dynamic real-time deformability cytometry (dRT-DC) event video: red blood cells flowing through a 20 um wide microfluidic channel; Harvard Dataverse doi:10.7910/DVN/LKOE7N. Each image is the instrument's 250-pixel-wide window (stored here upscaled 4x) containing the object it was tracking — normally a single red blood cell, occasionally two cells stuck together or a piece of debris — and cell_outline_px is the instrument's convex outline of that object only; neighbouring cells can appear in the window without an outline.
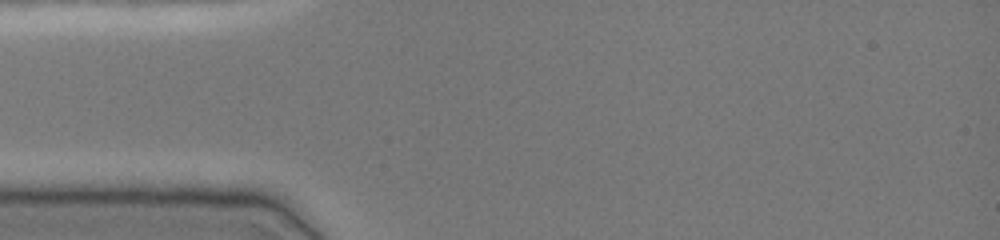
{"species": "common noctule bat (a hibernating species)", "species_latin": "Nyctalus noctula", "temperature_condition": "cold", "stored_images_in_passage": 2, "camera_frame_rate_fps": 3000, "um_per_image_px": 0.085, "animal": {"sex": "female", "body_mass_g": 19.0, "forearm_length_mm": 51.5}, "frame": {"image": 1, "passage_image": 1, "time_ms": 0.0, "image_size_px": [1000, 240], "cell_outline_px": [[240, 148], [232, 152], [136, 152], [88, 148], [92, 144], [168, 140], [172, 140], [240, 144]], "centroid_in_image_um": [14.32, 12.46], "position_along_channel_um": 70.7, "area_um2": 10.12}}